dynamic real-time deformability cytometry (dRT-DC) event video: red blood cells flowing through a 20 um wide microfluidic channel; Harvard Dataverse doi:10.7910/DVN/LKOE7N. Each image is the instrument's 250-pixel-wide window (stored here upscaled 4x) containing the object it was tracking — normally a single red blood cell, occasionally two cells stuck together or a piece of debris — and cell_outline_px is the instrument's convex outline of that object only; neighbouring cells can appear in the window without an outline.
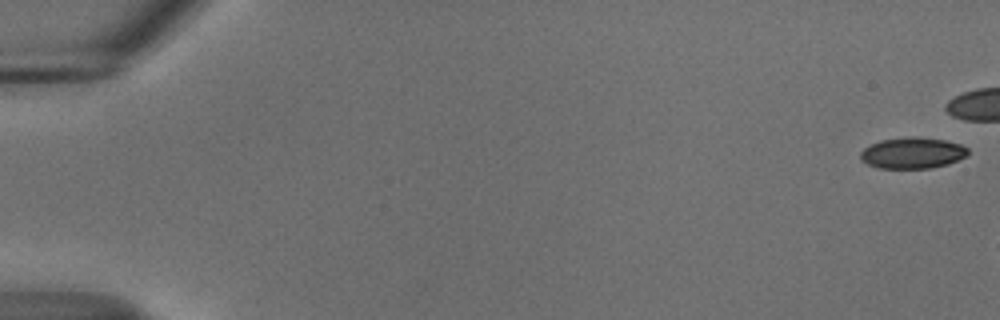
{"species": "common noctule bat (a hibernating species)", "species_latin": "Nyctalus noctula", "temperature_condition": "cold", "stored_images_in_passage": 46, "camera_frame_rate_fps": 3000, "um_per_image_px": 0.085, "animal": {"sex": "male", "body_mass_g": 18.8}, "frame": {"image": 1, "passage_image": 1, "time_ms": 0.0, "image_size_px": [1000, 320], "cell_outline_px": [[968, 156], [948, 164], [928, 168], [876, 168], [860, 160], [860, 152], [864, 148], [880, 140], [908, 136], [920, 136], [944, 140], [960, 144], [968, 148]], "centroid_in_image_um": [77.56, 12.99], "position_along_channel_um": 7.4, "area_um2": 19.71}}
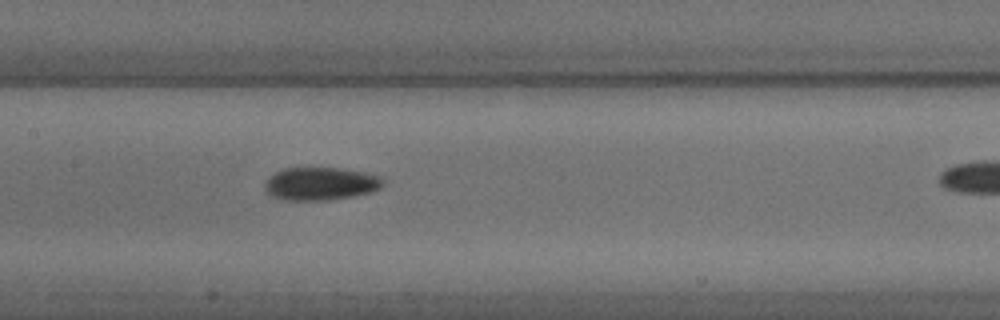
{"frame": {"image": 2, "passage_image": 28, "time_ms": 9.0, "image_size_px": [1000, 320], "cell_outline_px": [[384, 184], [380, 188], [368, 192], [352, 196], [320, 200], [284, 200], [272, 196], [264, 188], [264, 184], [276, 172], [284, 168], [340, 168], [364, 172], [380, 176], [384, 180]], "centroid_in_image_um": [27.26, 15.61], "position_along_channel_um": 180.1, "area_um2": 22.37}}
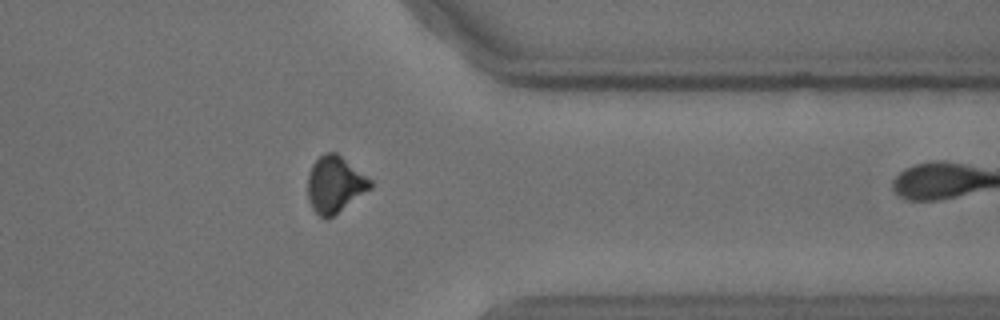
{"frame": {"image": 3, "passage_image": 45, "time_ms": 14.667, "image_size_px": [1000, 320], "cell_outline_px": [[372, 188], [328, 220], [324, 220], [312, 208], [308, 200], [308, 172], [312, 164], [324, 152], [336, 152], [372, 180]], "centroid_in_image_um": [28.46, 15.69], "position_along_channel_um": 382.9, "area_um2": 20.75}}